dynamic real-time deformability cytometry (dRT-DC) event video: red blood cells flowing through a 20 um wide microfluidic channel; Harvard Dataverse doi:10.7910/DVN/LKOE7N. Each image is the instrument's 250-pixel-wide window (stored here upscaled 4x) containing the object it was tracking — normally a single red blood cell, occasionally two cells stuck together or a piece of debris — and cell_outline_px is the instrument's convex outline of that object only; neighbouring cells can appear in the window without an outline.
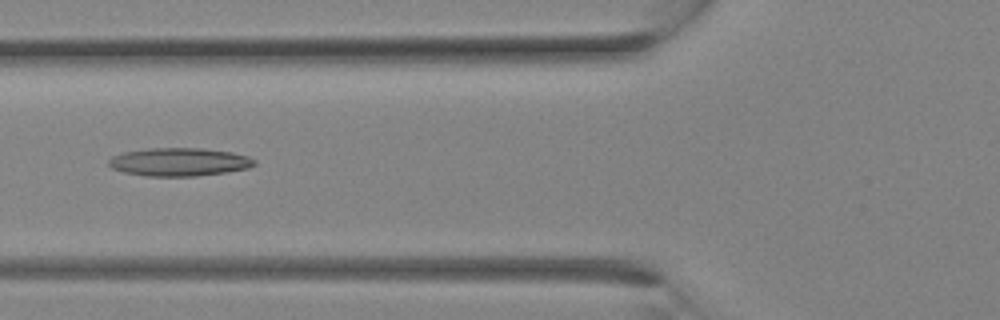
{"species": "Egyptian fruit bat (a non-hibernating species)", "species_latin": "Rousettus aegyptiacus", "temperature_condition": "room temperature", "stored_images_in_passage": 30, "camera_frame_rate_fps": 3000, "um_per_image_px": 0.085, "animal": {"sex": "female"}, "frame": {"image": 1, "passage_image": 12, "time_ms": 3.667, "image_size_px": [1000, 320], "cell_outline_px": [[256, 164], [248, 168], [224, 172], [196, 176], [144, 176], [124, 172], [112, 168], [108, 164], [108, 160], [112, 156], [124, 152], [148, 148], [200, 148], [232, 152], [248, 156], [256, 160]], "centroid_in_image_um": [15.22, 13.76], "position_along_channel_um": 110.6, "area_um2": 23.93}}
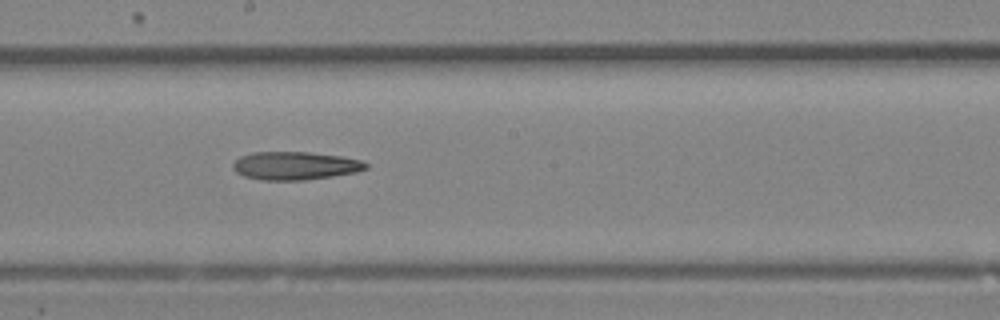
{"frame": {"image": 2, "passage_image": 17, "time_ms": 5.333, "image_size_px": [1000, 320], "cell_outline_px": [[368, 168], [356, 172], [332, 176], [304, 180], [260, 180], [244, 176], [236, 172], [232, 168], [232, 164], [240, 156], [252, 152], [308, 152], [340, 156], [360, 160], [368, 164]], "centroid_in_image_um": [25.06, 14.09], "position_along_channel_um": 223.1, "area_um2": 21.79}}
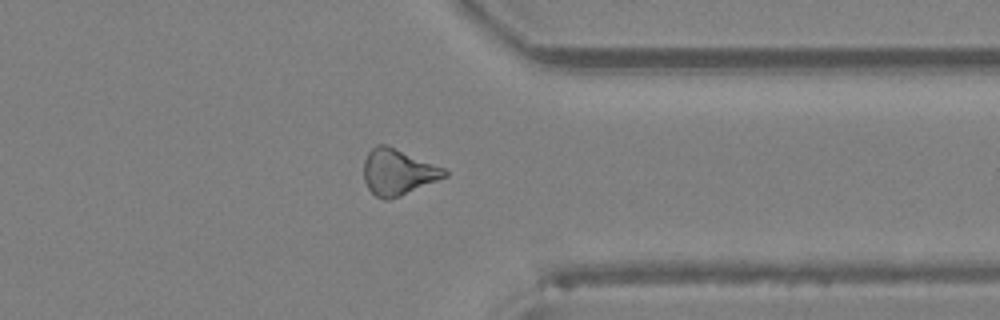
{"frame": {"image": 3, "passage_image": 24, "time_ms": 7.667, "image_size_px": [1000, 320], "cell_outline_px": [[448, 176], [400, 196], [388, 200], [384, 200], [376, 196], [368, 188], [364, 180], [364, 160], [368, 152], [376, 144], [384, 144], [444, 168], [448, 172]], "centroid_in_image_um": [33.81, 14.64], "position_along_channel_um": 377.6, "area_um2": 21.39}}